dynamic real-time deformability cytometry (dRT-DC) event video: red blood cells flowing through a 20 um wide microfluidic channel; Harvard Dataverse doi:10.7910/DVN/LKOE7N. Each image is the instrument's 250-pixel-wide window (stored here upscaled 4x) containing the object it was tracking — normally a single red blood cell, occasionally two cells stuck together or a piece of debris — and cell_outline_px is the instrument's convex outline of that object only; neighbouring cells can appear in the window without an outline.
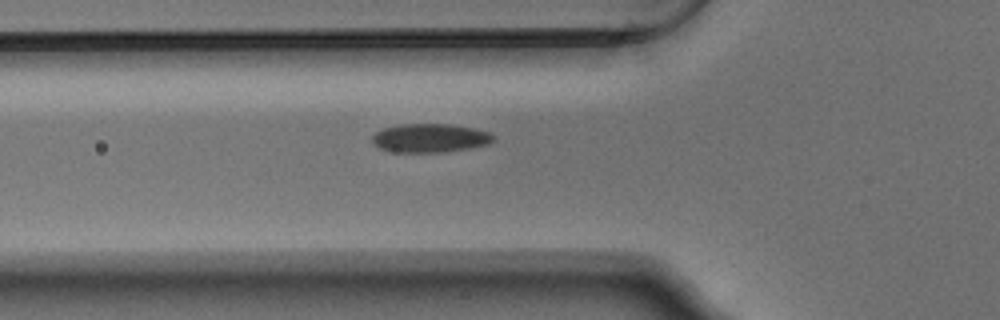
{"species": "Egyptian fruit bat (a non-hibernating species)", "species_latin": "Rousettus aegyptiacus", "temperature_condition": "warm", "stored_images_in_passage": 37, "camera_frame_rate_fps": 3000, "um_per_image_px": 0.085, "animal": {"sex": "male"}, "frame": {"image": 1, "passage_image": 2, "time_ms": 0.333, "image_size_px": [1000, 320], "cell_outline_px": [[496, 136], [488, 144], [468, 148], [444, 152], [396, 152], [380, 148], [372, 144], [372, 136], [376, 132], [384, 128], [400, 124], [452, 124], [492, 132]], "centroid_in_image_um": [36.56, 11.73], "position_along_channel_um": 89.2, "area_um2": 20.29}}
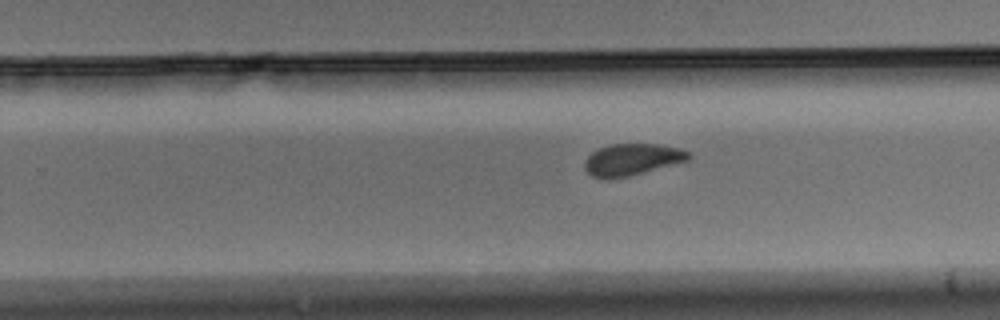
{"frame": {"image": 2, "passage_image": 17, "time_ms": 5.333, "image_size_px": [1000, 320], "cell_outline_px": [[692, 156], [688, 160], [628, 176], [592, 176], [584, 168], [584, 160], [592, 152], [600, 148], [612, 144], [656, 144], [680, 148], [692, 152]], "centroid_in_image_um": [53.77, 13.52], "position_along_channel_um": 276.0, "area_um2": 18.67}}
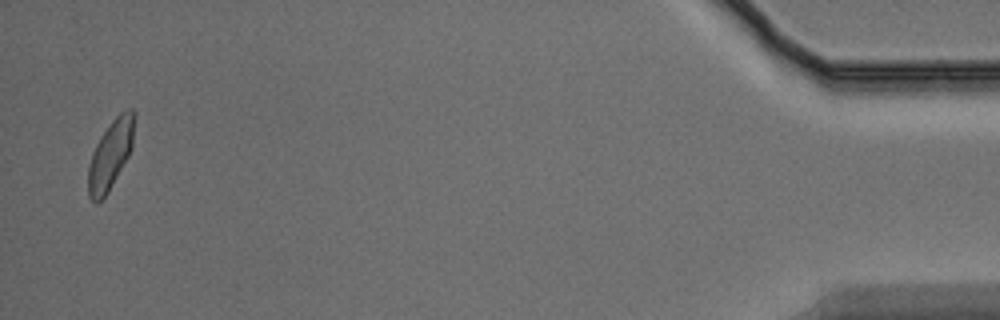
{"frame": {"image": 3, "passage_image": 36, "time_ms": 11.667, "image_size_px": [1000, 320], "cell_outline_px": [[136, 116], [132, 148], [128, 156], [108, 192], [96, 204], [88, 196], [88, 164], [92, 152], [100, 136], [112, 120], [120, 112], [128, 108], [132, 108], [136, 112]], "centroid_in_image_um": [9.41, 13.09], "position_along_channel_um": 425.8, "area_um2": 18.73}}